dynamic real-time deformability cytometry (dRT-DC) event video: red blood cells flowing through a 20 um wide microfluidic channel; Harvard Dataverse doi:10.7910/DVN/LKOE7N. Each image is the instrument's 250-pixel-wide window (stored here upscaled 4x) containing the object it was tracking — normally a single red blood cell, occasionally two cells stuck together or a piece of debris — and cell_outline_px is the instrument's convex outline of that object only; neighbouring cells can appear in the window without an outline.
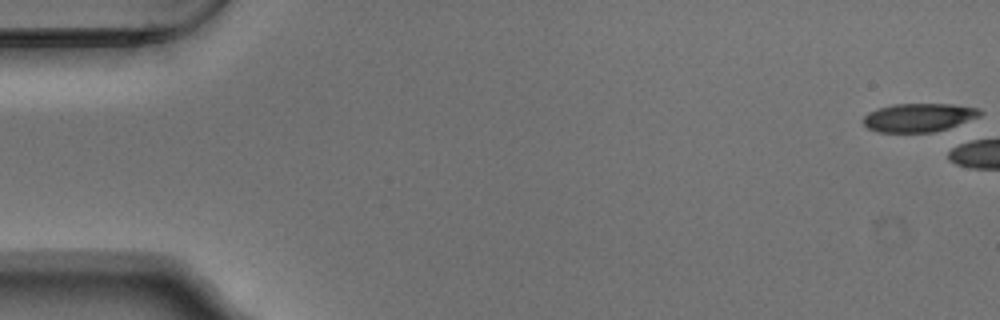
{"species": "Egyptian fruit bat (a non-hibernating species)", "species_latin": "Rousettus aegyptiacus", "temperature_condition": "warm", "stored_images_in_passage": 4, "camera_frame_rate_fps": 3000, "um_per_image_px": 0.085, "animal": {"sex": "male"}, "frame": {"image": 1, "passage_image": 1, "time_ms": 0.0, "image_size_px": [1000, 320], "cell_outline_px": [[984, 112], [980, 116], [948, 128], [932, 132], [876, 132], [868, 128], [860, 120], [868, 112], [876, 108], [892, 104], [952, 104], [980, 108]], "centroid_in_image_um": [78.07, 9.98], "position_along_channel_um": 6.9, "area_um2": 19.59}}